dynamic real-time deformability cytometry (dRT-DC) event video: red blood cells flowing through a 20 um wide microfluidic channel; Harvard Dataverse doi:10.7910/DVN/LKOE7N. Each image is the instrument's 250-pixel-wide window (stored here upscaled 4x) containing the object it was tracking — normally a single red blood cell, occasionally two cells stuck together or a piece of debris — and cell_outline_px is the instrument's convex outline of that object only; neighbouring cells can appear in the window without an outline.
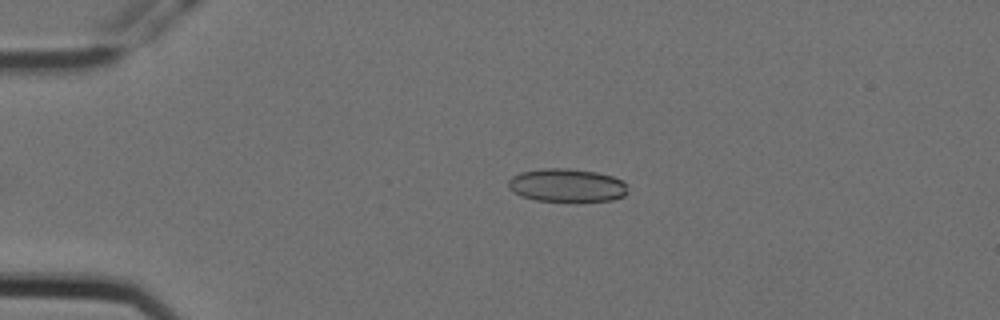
{"species": "Egyptian fruit bat (a non-hibernating species)", "species_latin": "Rousettus aegyptiacus", "temperature_condition": "cold", "stored_images_in_passage": 4, "camera_frame_rate_fps": 3000, "um_per_image_px": 0.085, "animal": {"sex": "female"}, "frame": {"image": 1, "passage_image": 3, "time_ms": 0.667, "image_size_px": [1000, 320], "cell_outline_px": [[628, 192], [624, 196], [612, 200], [536, 200], [520, 196], [512, 192], [508, 188], [508, 180], [512, 176], [520, 172], [544, 168], [568, 168], [596, 172], [612, 176], [620, 180], [624, 184]], "centroid_in_image_um": [48.12, 15.73], "position_along_channel_um": 36.9, "area_um2": 22.89}}